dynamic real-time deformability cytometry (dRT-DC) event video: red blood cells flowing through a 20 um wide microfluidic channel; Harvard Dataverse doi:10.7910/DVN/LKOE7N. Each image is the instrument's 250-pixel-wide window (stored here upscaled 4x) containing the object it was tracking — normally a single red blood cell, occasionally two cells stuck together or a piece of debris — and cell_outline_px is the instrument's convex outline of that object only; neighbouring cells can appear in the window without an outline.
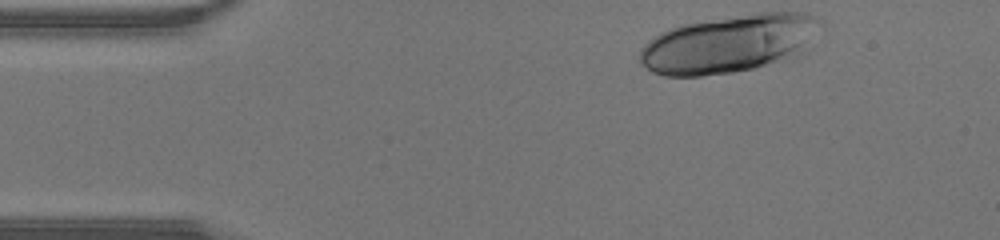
{"species": "human", "species_latin": "Homo sapiens", "temperature_condition": "warm", "stored_images_in_passage": 11, "camera_frame_rate_fps": 3000, "um_per_image_px": 0.085, "donor": {"sex": "male"}, "frame": {"image": 1, "passage_image": 1, "time_ms": 0.0, "image_size_px": [1000, 240], "cell_outline_px": [[824, 24], [804, 56], [752, 68], [732, 72], [700, 76], [664, 76], [652, 72], [640, 60], [640, 48], [648, 40], [660, 32], [668, 28], [680, 24], [756, 12], [808, 12], [824, 20]], "centroid_in_image_um": [62.09, 3.7], "position_along_channel_um": 22.9, "area_um2": 62.31}}
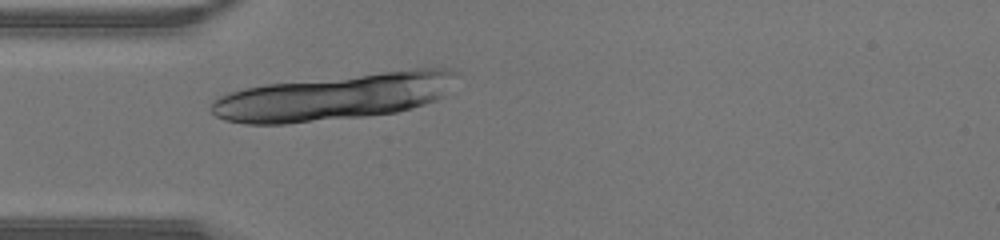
{"frame": {"image": 2, "passage_image": 8, "time_ms": 2.333, "image_size_px": [1000, 240], "cell_outline_px": [[460, 72], [444, 96], [436, 100], [412, 108], [396, 112], [368, 116], [284, 124], [244, 124], [224, 120], [216, 116], [212, 112], [212, 100], [228, 92], [244, 88], [264, 84], [416, 68], [448, 68]], "centroid_in_image_um": [28.43, 8.23], "position_along_channel_um": 56.6, "area_um2": 66.41}}